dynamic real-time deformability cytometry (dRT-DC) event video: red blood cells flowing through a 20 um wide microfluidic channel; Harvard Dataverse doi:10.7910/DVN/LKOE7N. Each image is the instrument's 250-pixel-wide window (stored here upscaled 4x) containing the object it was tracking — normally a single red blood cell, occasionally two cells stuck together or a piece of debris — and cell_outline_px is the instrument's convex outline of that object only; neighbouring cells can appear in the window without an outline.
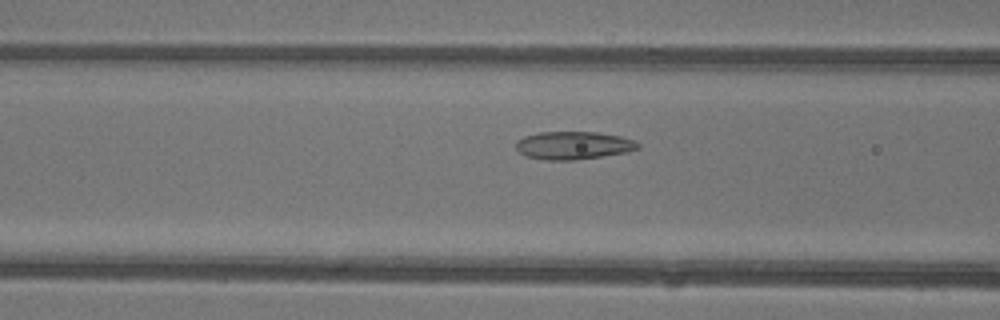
{"species": "common noctule bat (a hibernating species)", "species_latin": "Nyctalus noctula", "temperature_condition": "warm", "stored_images_in_passage": 40, "camera_frame_rate_fps": 3000, "um_per_image_px": 0.085, "animal": {"sex": "female"}, "frame": {"image": 1, "passage_image": 12, "time_ms": 3.667, "image_size_px": [1000, 320], "cell_outline_px": [[640, 148], [628, 152], [576, 160], [544, 160], [524, 156], [516, 148], [516, 140], [524, 136], [540, 132], [596, 132], [620, 136], [636, 140], [640, 144]], "centroid_in_image_um": [48.75, 12.36], "position_along_channel_um": 117.9, "area_um2": 20.06}}
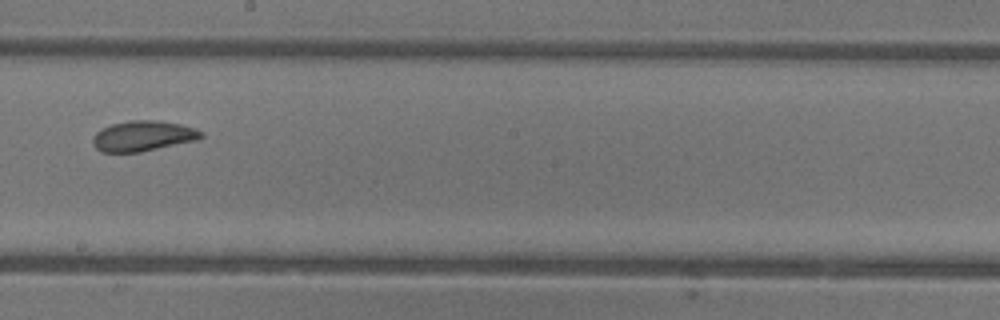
{"frame": {"image": 2, "passage_image": 20, "time_ms": 6.333, "image_size_px": [1000, 320], "cell_outline_px": [[204, 136], [196, 140], [140, 152], [100, 152], [92, 144], [92, 136], [100, 128], [112, 124], [132, 120], [156, 120], [180, 124], [196, 128], [204, 132]], "centroid_in_image_um": [12.14, 11.55], "position_along_channel_um": 236.1, "area_um2": 19.31}}
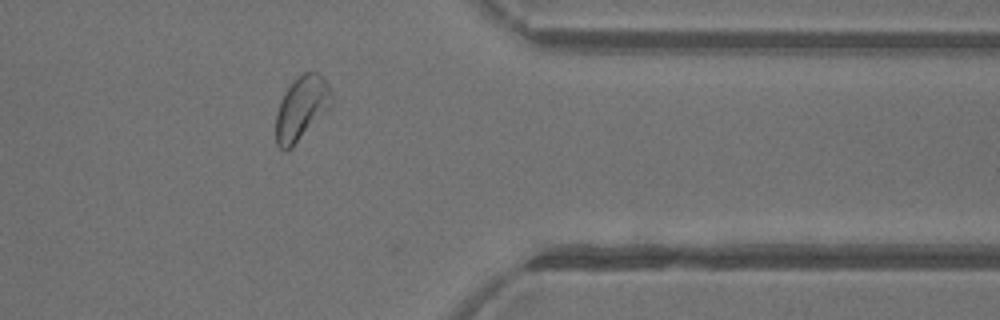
{"frame": {"image": 3, "passage_image": 31, "time_ms": 10.0, "image_size_px": [1000, 320], "cell_outline_px": [[332, 108], [292, 148], [284, 152], [276, 144], [276, 112], [280, 100], [284, 92], [304, 72], [316, 72], [324, 76], [328, 84], [332, 96]], "centroid_in_image_um": [25.65, 9.24], "position_along_channel_um": 385.7, "area_um2": 21.1}, "authors_computed_cell_mechanics": {"area_um2": 20.7213, "velocity_mm_per_s": 4.4276, "shape_relaxation_time_tau1_ms": 2.3574, "shape_relaxation_time_tau2_ms": 1.8467, "deformation_change_tau1": 0.109, "deformation_change_tau2": 0.0857}}